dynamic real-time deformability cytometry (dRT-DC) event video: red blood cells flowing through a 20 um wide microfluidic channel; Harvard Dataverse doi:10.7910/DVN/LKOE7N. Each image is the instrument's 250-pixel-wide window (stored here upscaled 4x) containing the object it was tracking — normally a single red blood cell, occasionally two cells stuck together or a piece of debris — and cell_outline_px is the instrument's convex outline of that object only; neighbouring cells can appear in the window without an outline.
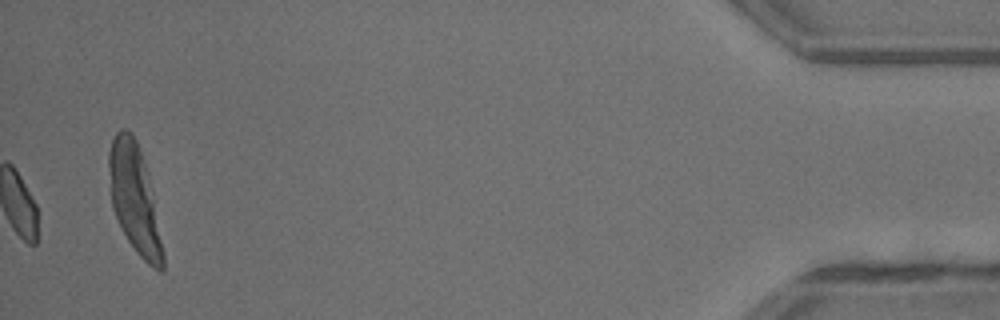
{"species": "common noctule bat (a hibernating species)", "species_latin": "Nyctalus noctula", "temperature_condition": "warm", "stored_images_in_passage": 51, "segment_of_instrument_passage": [2, 2], "camera_frame_rate_fps": 3000, "um_per_image_px": 0.085, "animal": {"sex": "male", "body_mass_g": 13.3}, "frame": {"image": 1, "passage_image": 51, "time_ms": 16.667, "image_size_px": [1000, 320], "cell_outline_px": [[164, 272], [160, 272], [148, 264], [136, 252], [128, 240], [112, 208], [108, 168], [108, 152], [112, 140], [116, 132], [120, 128], [128, 128], [132, 132], [136, 140], [144, 160], [148, 172], [164, 252]], "centroid_in_image_um": [11.43, 16.86], "position_along_channel_um": 423.8, "area_um2": 34.04}}